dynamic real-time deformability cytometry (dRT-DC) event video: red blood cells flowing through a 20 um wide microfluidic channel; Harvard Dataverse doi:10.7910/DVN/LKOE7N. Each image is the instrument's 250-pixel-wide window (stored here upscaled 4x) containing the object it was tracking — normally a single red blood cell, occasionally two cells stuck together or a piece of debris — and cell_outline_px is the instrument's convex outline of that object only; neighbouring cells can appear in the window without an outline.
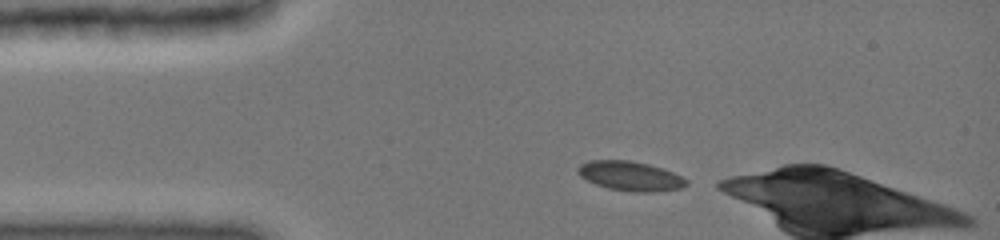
{"species": "common noctule bat (a hibernating species)", "species_latin": "Nyctalus noctula", "temperature_condition": "cold", "stored_images_in_passage": 5, "camera_frame_rate_fps": 3000, "um_per_image_px": 0.085, "animal": {"sex": "female", "body_mass_g": 19.0, "forearm_length_mm": 51.5}, "frame": {"image": 1, "passage_image": 1, "time_ms": 0.0, "image_size_px": [1000, 240], "cell_outline_px": [[688, 184], [680, 188], [656, 192], [632, 192], [608, 188], [596, 184], [580, 176], [576, 168], [580, 164], [588, 160], [632, 160], [648, 164], [672, 172], [688, 180]], "centroid_in_image_um": [53.56, 14.96], "position_along_channel_um": 31.4, "area_um2": 18.61}}